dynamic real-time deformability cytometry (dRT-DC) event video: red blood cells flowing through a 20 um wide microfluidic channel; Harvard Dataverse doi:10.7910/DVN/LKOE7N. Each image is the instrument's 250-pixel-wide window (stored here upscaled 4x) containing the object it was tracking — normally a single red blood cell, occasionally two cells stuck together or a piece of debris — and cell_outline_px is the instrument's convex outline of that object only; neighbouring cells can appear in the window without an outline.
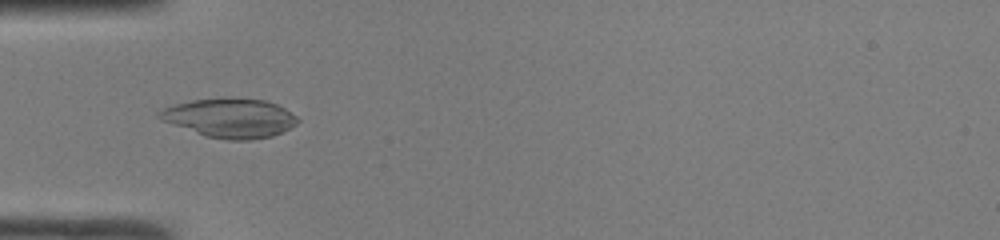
{"species": "common noctule bat (a hibernating species)", "species_latin": "Nyctalus noctula", "temperature_condition": "room temperature", "stored_images_in_passage": 48, "camera_frame_rate_fps": 3000, "um_per_image_px": 0.085, "animal": {"sex": "male", "body_mass_g": 19.0, "forearm_length_mm": 50.8}, "frame": {"image": 1, "passage_image": 16, "time_ms": 5.0, "image_size_px": [1000, 240], "cell_outline_px": [[300, 120], [296, 124], [272, 136], [252, 140], [228, 140], [204, 136], [160, 120], [156, 116], [156, 112], [164, 108], [176, 104], [192, 100], [264, 100], [276, 104], [284, 108], [296, 116]], "centroid_in_image_um": [19.51, 10.07], "position_along_channel_um": 65.5, "area_um2": 30.87}}
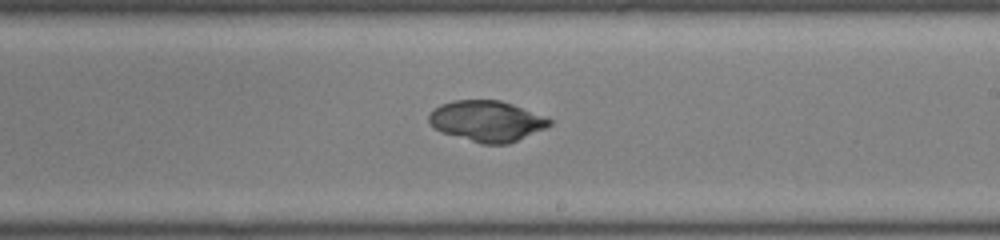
{"frame": {"image": 2, "passage_image": 29, "time_ms": 9.333, "image_size_px": [1000, 240], "cell_outline_px": [[552, 124], [544, 128], [508, 144], [480, 144], [440, 132], [432, 128], [428, 120], [428, 116], [440, 104], [452, 100], [500, 100], [512, 104], [552, 120]], "centroid_in_image_um": [41.31, 10.3], "position_along_channel_um": 247.7, "area_um2": 28.5}}
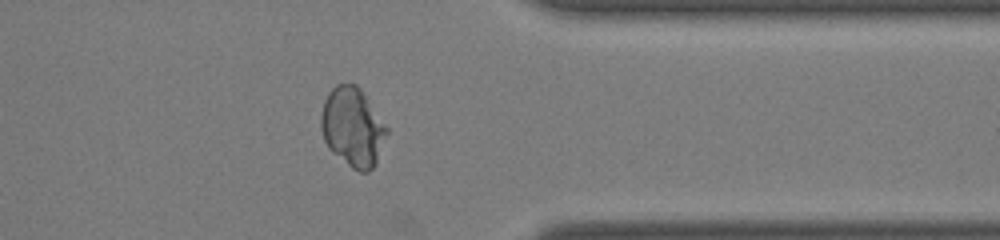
{"frame": {"image": 3, "passage_image": 39, "time_ms": 12.667, "image_size_px": [1000, 240], "cell_outline_px": [[388, 132], [376, 164], [368, 172], [360, 172], [352, 168], [332, 152], [328, 148], [324, 140], [320, 128], [320, 116], [324, 100], [328, 92], [336, 84], [356, 84], [360, 88], [388, 128]], "centroid_in_image_um": [29.96, 10.81], "position_along_channel_um": 381.4, "area_um2": 30.35}, "authors_computed_cell_mechanics": {"area_um2": 29.2468, "velocity_mm_per_s": 4.2315, "shape_relaxation_time_tau1_ms": 5.4224, "shape_relaxation_time_tau2_ms": null, "deformation_change_tau1": 0.1352, "deformation_change_tau2": null}}